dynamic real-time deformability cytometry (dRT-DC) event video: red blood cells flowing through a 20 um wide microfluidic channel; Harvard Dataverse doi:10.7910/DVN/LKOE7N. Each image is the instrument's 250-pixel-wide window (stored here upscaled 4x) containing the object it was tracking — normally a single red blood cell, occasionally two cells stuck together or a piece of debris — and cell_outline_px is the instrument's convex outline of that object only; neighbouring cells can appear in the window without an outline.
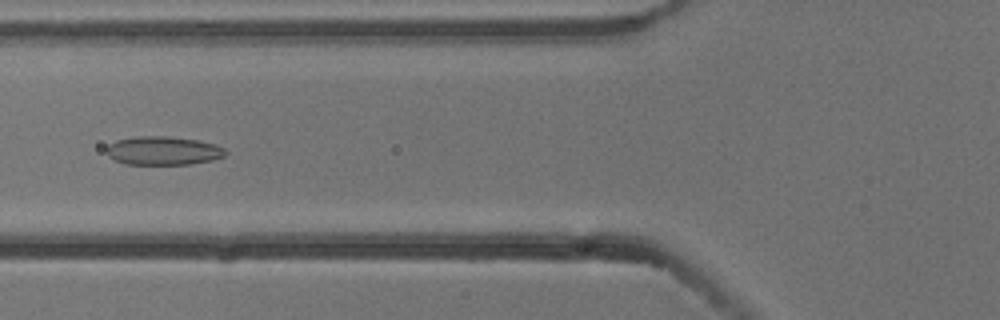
{"species": "common noctule bat (a hibernating species)", "species_latin": "Nyctalus noctula", "temperature_condition": "cold", "stored_images_in_passage": 7, "camera_frame_rate_fps": 3000, "um_per_image_px": 0.085, "animal": {"sex": "male", "body_mass_g": 13.3}, "frame": {"image": 1, "passage_image": 6, "time_ms": 1.667, "image_size_px": [1000, 320], "cell_outline_px": [[228, 152], [224, 156], [212, 160], [188, 164], [124, 164], [108, 156], [108, 144], [116, 140], [136, 136], [164, 136], [196, 140], [216, 144], [224, 148]], "centroid_in_image_um": [13.88, 12.81], "position_along_channel_um": 111.9, "area_um2": 19.71}}
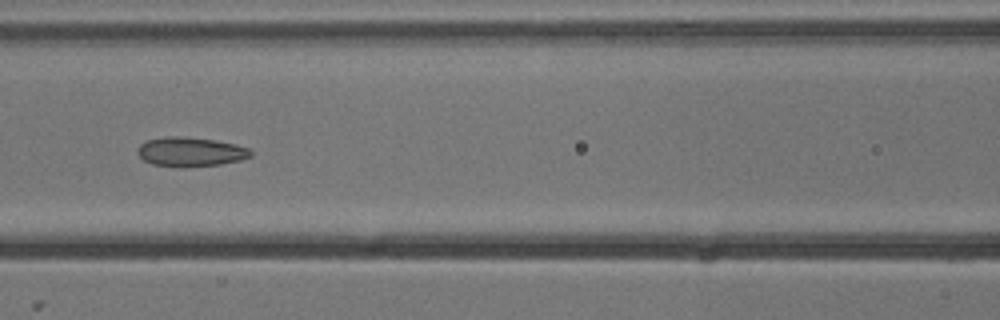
{"frame": {"image": 2, "passage_image": 7, "time_ms": 2.0, "image_size_px": [1000, 320], "cell_outline_px": [[252, 156], [240, 160], [220, 164], [184, 168], [176, 168], [152, 164], [144, 160], [136, 152], [136, 148], [140, 144], [148, 140], [168, 136], [180, 136], [216, 140], [236, 144], [248, 148], [252, 152]], "centroid_in_image_um": [16.17, 12.92], "position_along_channel_um": 150.4, "area_um2": 19.59}}